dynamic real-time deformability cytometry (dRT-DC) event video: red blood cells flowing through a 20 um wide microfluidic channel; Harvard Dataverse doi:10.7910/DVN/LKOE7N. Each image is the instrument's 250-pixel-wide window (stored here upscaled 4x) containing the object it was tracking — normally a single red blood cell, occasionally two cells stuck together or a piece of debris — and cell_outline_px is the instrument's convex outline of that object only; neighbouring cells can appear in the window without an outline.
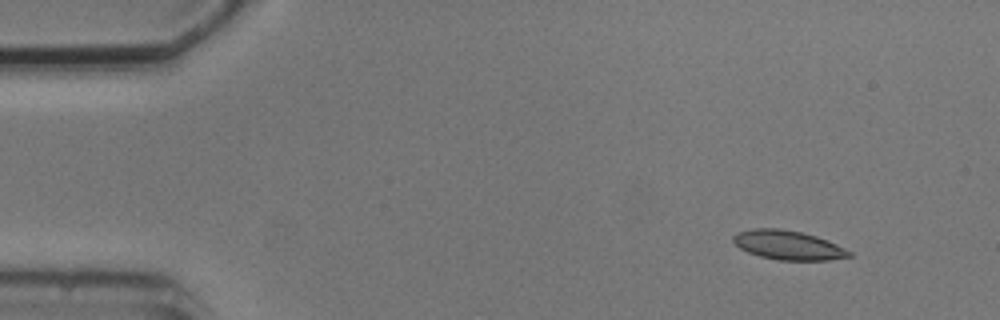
{"species": "common noctule bat (a hibernating species)", "species_latin": "Nyctalus noctula", "temperature_condition": "cold", "stored_images_in_passage": 5, "camera_frame_rate_fps": 3000, "um_per_image_px": 0.085, "animal": {"sex": "male", "body_mass_g": 20.5, "forearm_length_mm": 52.5}, "frame": {"image": 1, "passage_image": 1, "time_ms": 0.0, "image_size_px": [1000, 320], "cell_outline_px": [[852, 256], [828, 260], [780, 260], [760, 256], [748, 252], [740, 248], [732, 240], [732, 236], [736, 232], [752, 228], [780, 228], [800, 232], [816, 236], [828, 240], [852, 252]], "centroid_in_image_um": [66.97, 20.82], "position_along_channel_um": 18.0, "area_um2": 19.71}}
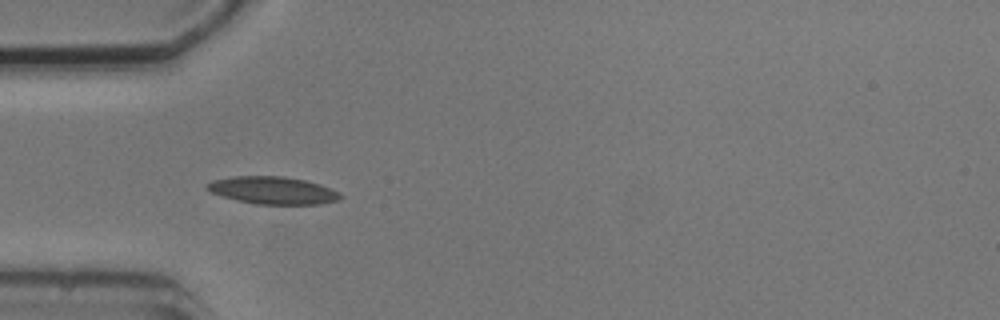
{"frame": {"image": 2, "passage_image": 4, "time_ms": 3.667, "image_size_px": [1000, 320], "cell_outline_px": [[344, 196], [340, 200], [320, 204], [256, 204], [236, 200], [212, 192], [204, 188], [204, 184], [212, 180], [232, 176], [284, 176], [304, 180], [320, 184], [340, 192]], "centroid_in_image_um": [23.2, 16.18], "position_along_channel_um": 61.8, "area_um2": 21.5}}
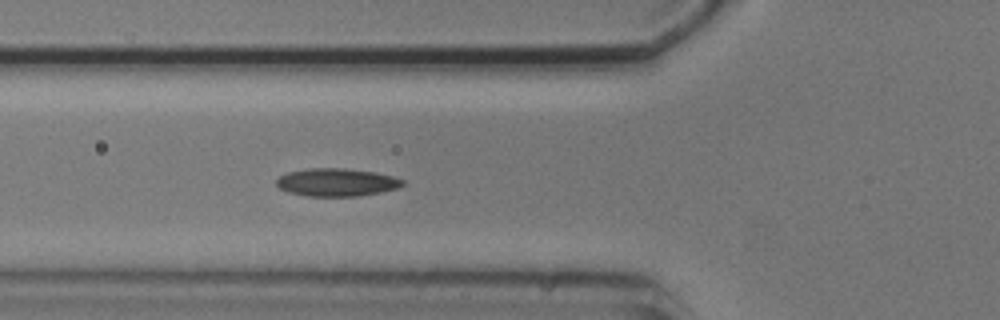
{"frame": {"image": 3, "passage_image": 5, "time_ms": 4.667, "image_size_px": [1000, 320], "cell_outline_px": [[404, 184], [396, 188], [380, 192], [356, 196], [308, 196], [288, 192], [280, 188], [276, 184], [276, 180], [280, 176], [288, 172], [308, 168], [344, 168], [372, 172], [392, 176], [404, 180]], "centroid_in_image_um": [28.58, 15.49], "position_along_channel_um": 97.2, "area_um2": 20.29}}